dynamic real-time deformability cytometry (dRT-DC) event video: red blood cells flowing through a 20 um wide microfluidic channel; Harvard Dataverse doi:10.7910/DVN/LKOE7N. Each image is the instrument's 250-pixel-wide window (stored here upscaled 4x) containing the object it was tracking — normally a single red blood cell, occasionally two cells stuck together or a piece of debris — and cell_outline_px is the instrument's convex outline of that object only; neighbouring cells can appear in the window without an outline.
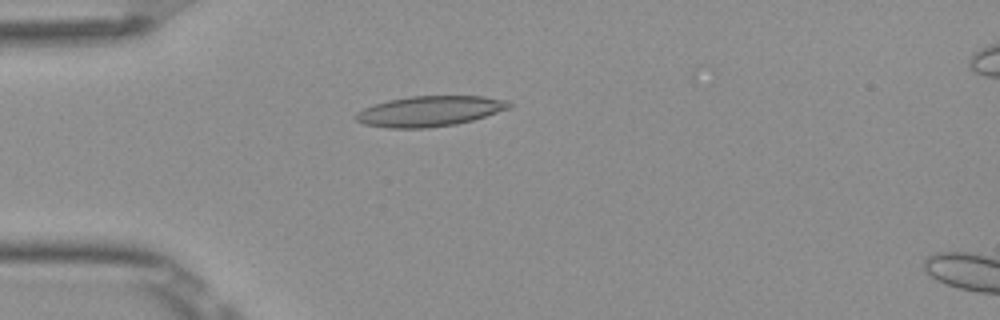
{"species": "Egyptian fruit bat (a non-hibernating species)", "species_latin": "Rousettus aegyptiacus", "temperature_condition": "room temperature", "stored_images_in_passage": 52, "camera_frame_rate_fps": 3000, "um_per_image_px": 0.085, "frame": {"image": 1, "passage_image": 14, "time_ms": 4.333, "image_size_px": [1000, 320], "cell_outline_px": [[512, 108], [472, 120], [456, 124], [428, 128], [388, 128], [364, 124], [356, 120], [352, 116], [356, 112], [364, 108], [388, 100], [408, 96], [484, 96], [508, 100], [512, 104]], "centroid_in_image_um": [36.53, 9.45], "position_along_channel_um": 48.5, "area_um2": 27.34}}
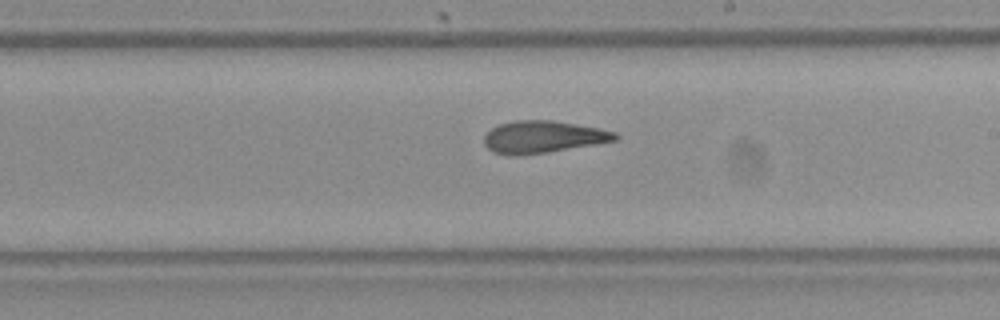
{"frame": {"image": 2, "passage_image": 30, "time_ms": 9.667, "image_size_px": [1000, 320], "cell_outline_px": [[620, 136], [616, 140], [596, 144], [520, 156], [512, 156], [492, 152], [484, 144], [484, 136], [492, 128], [500, 124], [516, 120], [552, 120], [600, 128], [616, 132]], "centroid_in_image_um": [46.15, 11.64], "position_along_channel_um": 242.8, "area_um2": 24.57}}
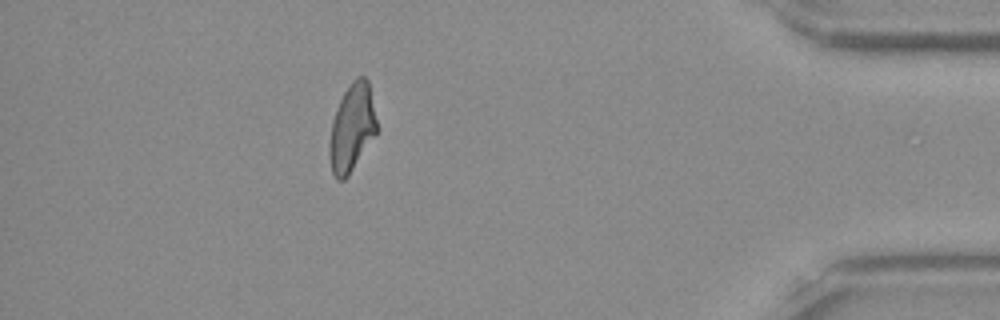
{"frame": {"image": 3, "passage_image": 46, "time_ms": 15.0, "image_size_px": [1000, 320], "cell_outline_px": [[380, 128], [376, 136], [348, 176], [344, 180], [336, 180], [332, 172], [328, 156], [328, 148], [332, 120], [336, 108], [344, 92], [352, 80], [356, 76], [364, 76], [368, 80]], "centroid_in_image_um": [29.94, 10.87], "position_along_channel_um": 405.3, "area_um2": 24.91}, "authors_computed_cell_mechanics": {"area_um2": 24.7384, "velocity_mm_per_s": 3.9191, "shape_relaxation_time_tau1_ms": null, "shape_relaxation_time_tau2_ms": 3.0622, "deformation_change_tau1": null, "deformation_change_tau2": 0.1187}}